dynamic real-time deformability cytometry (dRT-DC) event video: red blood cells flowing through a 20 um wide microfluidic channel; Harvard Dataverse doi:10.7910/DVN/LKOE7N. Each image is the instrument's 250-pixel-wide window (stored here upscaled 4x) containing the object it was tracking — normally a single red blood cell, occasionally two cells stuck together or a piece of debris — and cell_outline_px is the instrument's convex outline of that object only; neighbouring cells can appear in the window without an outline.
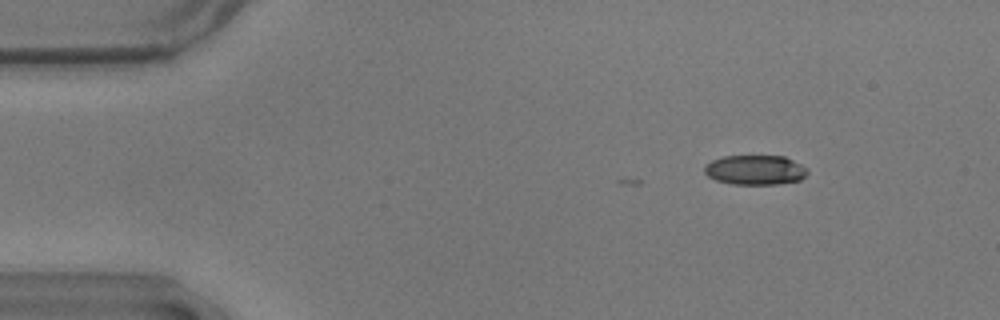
{"species": "common noctule bat (a hibernating species)", "species_latin": "Nyctalus noctula", "temperature_condition": "warm", "stored_images_in_passage": 7, "camera_frame_rate_fps": 3000, "um_per_image_px": 0.085, "animal": {"sex": "male", "body_mass_g": 17.9}, "frame": {"image": 1, "passage_image": 5, "time_ms": 1.333, "image_size_px": [1000, 320], "cell_outline_px": [[808, 172], [800, 180], [776, 184], [732, 184], [716, 180], [708, 176], [704, 172], [704, 164], [712, 160], [724, 156], [784, 156], [808, 168]], "centroid_in_image_um": [64.17, 14.44], "position_along_channel_um": 20.8, "area_um2": 17.8}}